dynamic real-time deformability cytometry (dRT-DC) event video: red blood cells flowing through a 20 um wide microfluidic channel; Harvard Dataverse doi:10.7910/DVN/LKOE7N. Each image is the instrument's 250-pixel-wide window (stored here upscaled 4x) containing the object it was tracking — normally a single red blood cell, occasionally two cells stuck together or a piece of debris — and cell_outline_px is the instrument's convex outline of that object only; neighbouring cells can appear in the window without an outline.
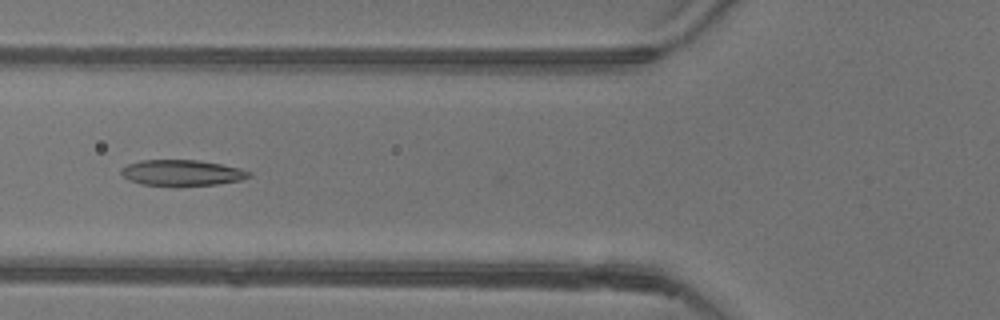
{"species": "common noctule bat (a hibernating species)", "species_latin": "Nyctalus noctula", "temperature_condition": "warm", "stored_images_in_passage": 35, "camera_frame_rate_fps": 3000, "um_per_image_px": 0.085, "animal": {"sex": "female"}, "frame": {"image": 1, "passage_image": 2, "time_ms": 0.333, "image_size_px": [1000, 320], "cell_outline_px": [[252, 176], [240, 180], [216, 184], [140, 184], [128, 180], [120, 172], [120, 168], [128, 164], [140, 160], [200, 160], [240, 168], [252, 172]], "centroid_in_image_um": [15.46, 14.66], "position_along_channel_um": 110.3, "area_um2": 18.84}}
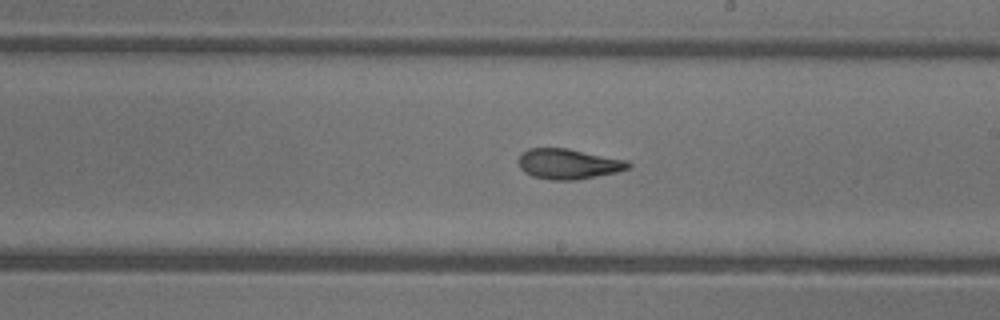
{"frame": {"image": 2, "passage_image": 12, "time_ms": 3.667, "image_size_px": [1000, 320], "cell_outline_px": [[632, 168], [616, 172], [576, 180], [552, 180], [532, 176], [524, 172], [520, 168], [516, 160], [520, 152], [528, 148], [568, 148], [628, 160], [632, 164]], "centroid_in_image_um": [48.29, 13.92], "position_along_channel_um": 240.7, "area_um2": 19.77}}
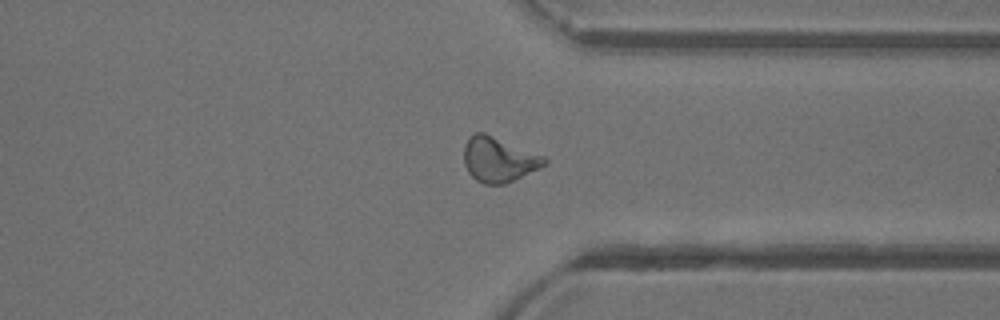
{"frame": {"image": 3, "passage_image": 22, "time_ms": 7.0, "image_size_px": [1000, 320], "cell_outline_px": [[548, 164], [504, 184], [484, 184], [476, 180], [468, 172], [464, 164], [464, 144], [476, 132], [484, 132], [544, 156], [548, 160]], "centroid_in_image_um": [42.39, 13.56], "position_along_channel_um": 369.0, "area_um2": 20.87}}